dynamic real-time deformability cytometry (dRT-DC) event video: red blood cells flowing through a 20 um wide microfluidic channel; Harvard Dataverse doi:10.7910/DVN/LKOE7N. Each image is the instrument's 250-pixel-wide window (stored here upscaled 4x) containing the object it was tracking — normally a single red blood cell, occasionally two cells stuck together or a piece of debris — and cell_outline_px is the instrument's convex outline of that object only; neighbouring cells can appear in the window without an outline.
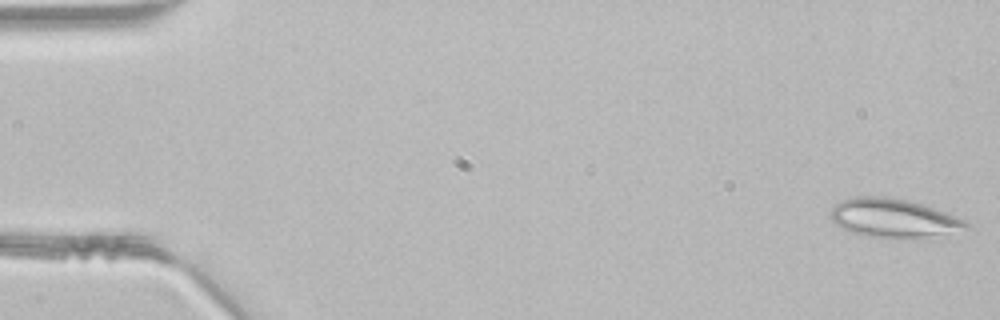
{"species": "common noctule bat (a hibernating species)", "species_latin": "Nyctalus noctula", "temperature_condition": "room temperature", "stored_images_in_passage": 47, "camera_frame_rate_fps": 3000, "um_per_image_px": 0.085, "animal": {"sex": "male", "body_mass_g": 21.5, "forearm_length_mm": 52.0}, "frame": {"image": 1, "passage_image": 1, "time_ms": 0.0, "image_size_px": [1000, 320], "cell_outline_px": [[972, 224], [968, 228], [932, 240], [920, 240], [864, 236], [852, 232], [836, 224], [828, 216], [832, 208], [840, 200], [856, 196], [884, 196], [924, 204], [956, 216]], "centroid_in_image_um": [76.03, 18.58], "position_along_channel_um": 9.0, "area_um2": 31.62}}
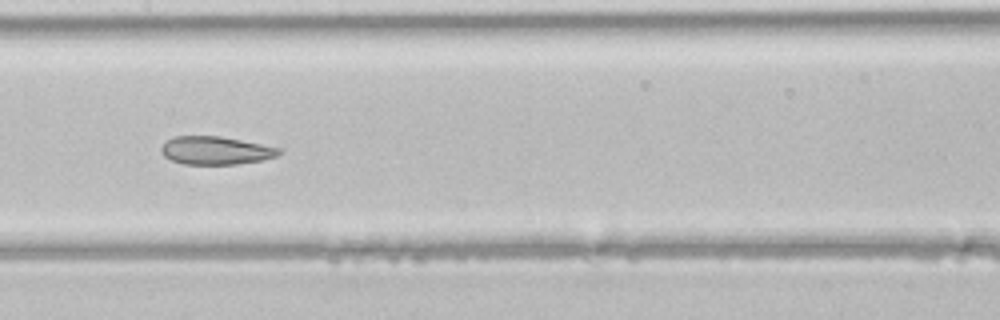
{"frame": {"image": 2, "passage_image": 23, "time_ms": 7.333, "image_size_px": [1000, 320], "cell_outline_px": [[284, 152], [276, 156], [260, 160], [236, 164], [184, 164], [172, 160], [164, 156], [160, 152], [160, 148], [164, 140], [172, 136], [220, 136], [280, 148]], "centroid_in_image_um": [18.27, 12.78], "position_along_channel_um": 189.1, "area_um2": 19.31}}
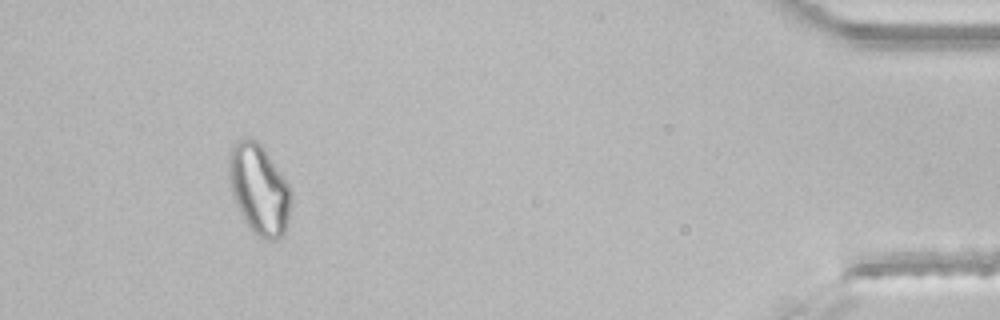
{"frame": {"image": 3, "passage_image": 43, "time_ms": 14.0, "image_size_px": [1000, 320], "cell_outline_px": [[288, 220], [284, 236], [276, 240], [268, 240], [252, 232], [236, 208], [228, 180], [228, 152], [240, 140], [256, 140], [260, 144], [288, 184]], "centroid_in_image_um": [21.96, 16.14], "position_along_channel_um": 413.2, "area_um2": 32.02}}